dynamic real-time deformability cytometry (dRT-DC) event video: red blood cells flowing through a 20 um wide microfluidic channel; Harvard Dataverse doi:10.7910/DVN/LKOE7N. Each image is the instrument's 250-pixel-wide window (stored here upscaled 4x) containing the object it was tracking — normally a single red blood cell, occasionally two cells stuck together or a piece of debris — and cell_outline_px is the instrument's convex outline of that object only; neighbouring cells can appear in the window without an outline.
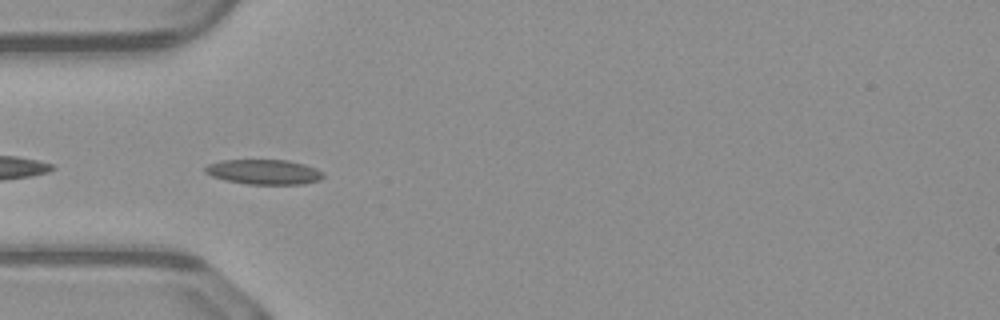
{"species": "common noctule bat (a hibernating species)", "species_latin": "Nyctalus noctula", "temperature_condition": "warm", "stored_images_in_passage": 37, "camera_frame_rate_fps": 3000, "um_per_image_px": 0.085, "animal": {"sex": "male", "body_mass_g": 23.1, "forearm_length_mm": 52.7}, "frame": {"image": 1, "passage_image": 2, "time_ms": 0.333, "image_size_px": [1000, 320], "cell_outline_px": [[324, 176], [320, 180], [304, 184], [248, 184], [224, 180], [212, 176], [204, 172], [204, 168], [208, 164], [220, 160], [288, 160], [304, 164], [316, 168], [324, 172]], "centroid_in_image_um": [22.44, 14.61], "position_along_channel_um": 62.6, "area_um2": 17.28}}
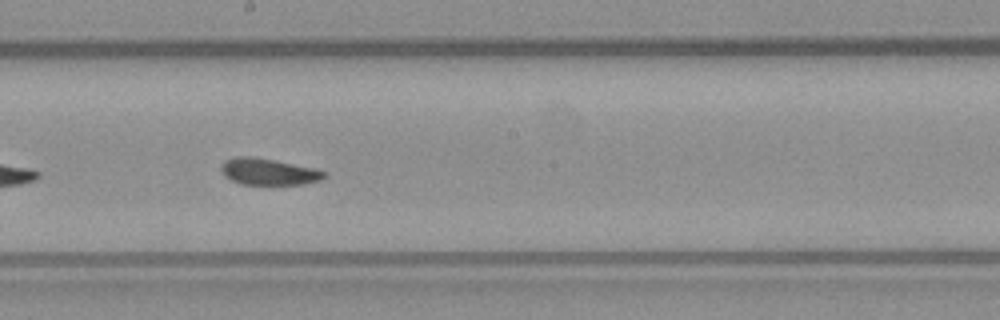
{"frame": {"image": 2, "passage_image": 14, "time_ms": 4.333, "image_size_px": [1000, 320], "cell_outline_px": [[328, 176], [320, 180], [304, 184], [240, 184], [224, 176], [220, 168], [224, 160], [236, 156], [252, 156], [316, 168], [324, 172]], "centroid_in_image_um": [22.81, 14.59], "position_along_channel_um": 225.4, "area_um2": 15.95}}
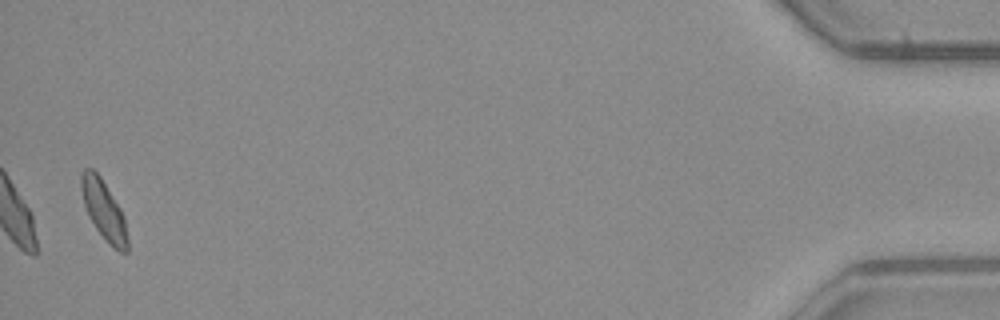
{"frame": {"image": 3, "passage_image": 36, "time_ms": 11.667, "image_size_px": [1000, 320], "cell_outline_px": [[128, 252], [120, 252], [96, 228], [88, 216], [84, 204], [80, 188], [80, 172], [84, 168], [92, 168], [100, 176], [120, 208], [124, 216], [128, 240]], "centroid_in_image_um": [8.8, 17.8], "position_along_channel_um": 426.4, "area_um2": 15.72}, "authors_computed_cell_mechanics": {"area_um2": 16.0106, "velocity_mm_per_s": 4.0756, "shape_relaxation_time_tau1_ms": 3.5295, "shape_relaxation_time_tau2_ms": 1.6327, "deformation_change_tau1": 0.0897, "deformation_change_tau2": 0.0695}}